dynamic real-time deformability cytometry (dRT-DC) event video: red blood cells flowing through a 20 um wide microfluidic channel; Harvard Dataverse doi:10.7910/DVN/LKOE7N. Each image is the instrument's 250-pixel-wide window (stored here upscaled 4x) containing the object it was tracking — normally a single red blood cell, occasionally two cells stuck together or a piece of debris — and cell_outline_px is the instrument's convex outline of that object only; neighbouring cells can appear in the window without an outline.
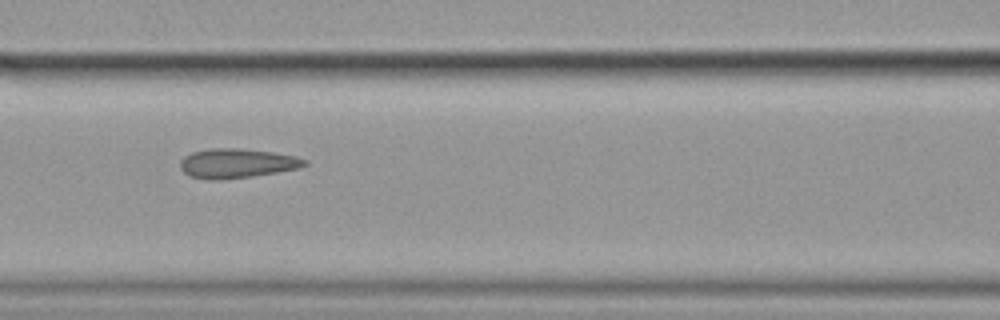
{"species": "common noctule bat (a hibernating species)", "species_latin": "Nyctalus noctula", "temperature_condition": "cold", "stored_images_in_passage": 7, "camera_frame_rate_fps": 3000, "um_per_image_px": 0.085, "animal": {"sex": "female", "body_mass_g": 19.9}, "frame": {"image": 1, "passage_image": 5, "time_ms": 1.333, "image_size_px": [1000, 320], "cell_outline_px": [[308, 164], [300, 168], [252, 176], [220, 180], [208, 180], [188, 176], [180, 168], [180, 160], [184, 156], [192, 152], [212, 148], [240, 148], [272, 152], [296, 156], [308, 160]], "centroid_in_image_um": [20.12, 13.88], "position_along_channel_um": 146.5, "area_um2": 21.5}}
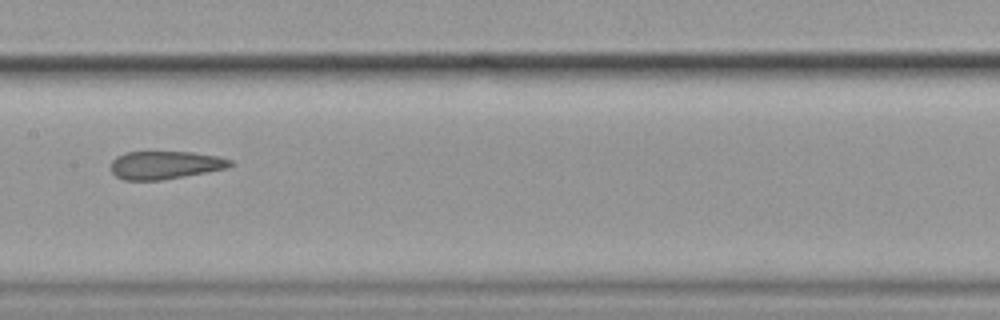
{"frame": {"image": 2, "passage_image": 6, "time_ms": 1.667, "image_size_px": [1000, 320], "cell_outline_px": [[236, 164], [228, 168], [160, 180], [124, 180], [116, 176], [112, 172], [112, 160], [116, 156], [124, 152], [148, 148], [192, 152], [220, 156], [232, 160]], "centroid_in_image_um": [14.03, 13.96], "position_along_channel_um": 193.4, "area_um2": 20.52}}
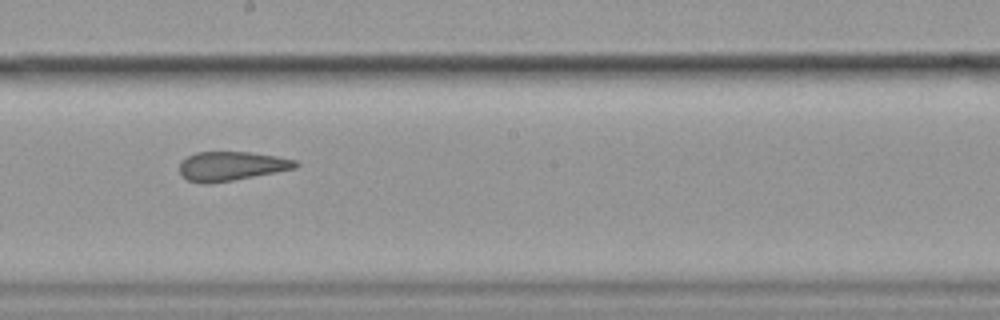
{"frame": {"image": 3, "passage_image": 7, "time_ms": 2.0, "image_size_px": [1000, 320], "cell_outline_px": [[300, 164], [296, 168], [276, 172], [232, 180], [208, 184], [204, 184], [188, 180], [180, 176], [180, 160], [196, 152], [248, 152], [276, 156], [296, 160]], "centroid_in_image_um": [19.64, 14.12], "position_along_channel_um": 228.6, "area_um2": 19.71}}